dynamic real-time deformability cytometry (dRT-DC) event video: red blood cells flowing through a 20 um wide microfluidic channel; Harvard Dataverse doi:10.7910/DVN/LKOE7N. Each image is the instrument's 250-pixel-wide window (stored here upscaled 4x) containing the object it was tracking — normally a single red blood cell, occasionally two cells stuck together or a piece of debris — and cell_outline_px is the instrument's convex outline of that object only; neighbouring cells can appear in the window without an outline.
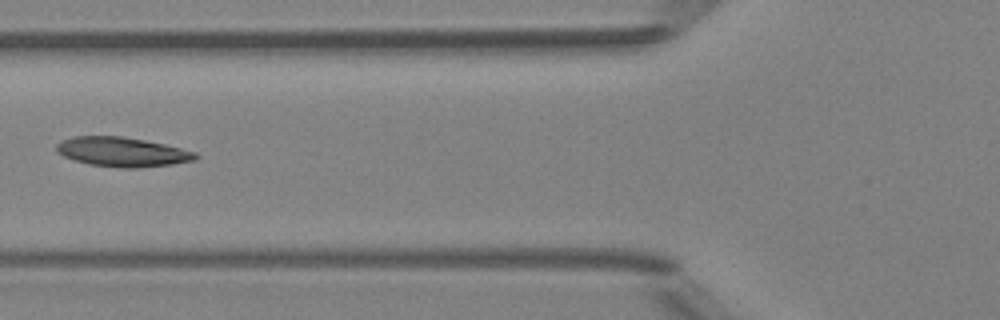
{"species": "Egyptian fruit bat (a non-hibernating species)", "species_latin": "Rousettus aegyptiacus", "temperature_condition": "room temperature", "stored_images_in_passage": 6, "camera_frame_rate_fps": 3000, "um_per_image_px": 0.085, "animal": {"sex": "female"}, "frame": {"image": 1, "passage_image": 6, "time_ms": 6.333, "image_size_px": [1000, 320], "cell_outline_px": [[200, 156], [196, 160], [172, 164], [136, 168], [124, 168], [88, 164], [64, 156], [56, 152], [56, 144], [60, 140], [72, 136], [124, 136], [164, 144], [196, 152]], "centroid_in_image_um": [10.38, 12.9], "position_along_channel_um": 115.4, "area_um2": 23.93}}